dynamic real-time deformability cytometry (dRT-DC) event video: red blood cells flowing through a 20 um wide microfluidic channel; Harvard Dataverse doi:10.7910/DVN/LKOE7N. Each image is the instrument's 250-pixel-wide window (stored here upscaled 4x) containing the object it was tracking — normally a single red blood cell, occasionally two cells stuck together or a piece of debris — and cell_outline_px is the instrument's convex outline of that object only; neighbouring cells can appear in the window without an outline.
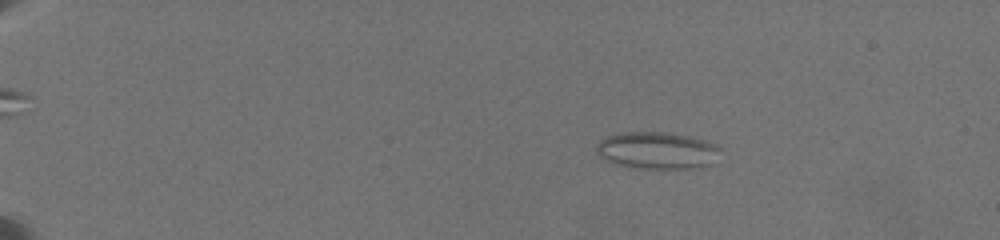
{"species": "common noctule bat (a hibernating species)", "species_latin": "Nyctalus noctula", "temperature_condition": "warm", "stored_images_in_passage": 49, "camera_frame_rate_fps": 3000, "um_per_image_px": 0.085, "animal": {"sex": "female", "body_mass_g": 19.5, "forearm_length_mm": 54.1}, "frame": {"image": 1, "passage_image": 8, "time_ms": 3.667, "image_size_px": [1000, 240], "cell_outline_px": [[720, 148], [712, 164], [700, 168], [640, 168], [616, 164], [604, 160], [596, 152], [596, 144], [600, 140], [608, 136], [624, 132], [668, 132], [688, 136], [704, 140], [716, 144]], "centroid_in_image_um": [55.84, 12.79], "position_along_channel_um": 29.2, "area_um2": 26.7}}
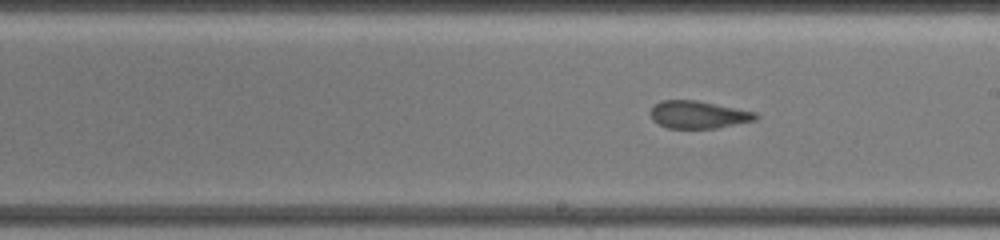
{"frame": {"image": 2, "passage_image": 31, "time_ms": 12.667, "image_size_px": [1000, 240], "cell_outline_px": [[760, 116], [756, 120], [716, 128], [668, 128], [652, 120], [648, 112], [660, 100], [696, 100], [756, 112]], "centroid_in_image_um": [59.35, 9.74], "position_along_channel_um": 229.7, "area_um2": 16.88}}
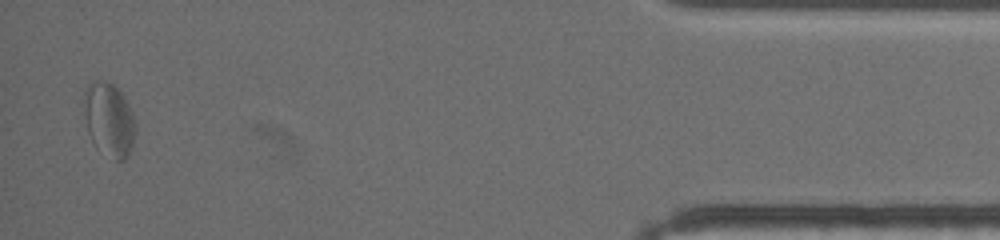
{"frame": {"image": 3, "passage_image": 49, "time_ms": 20.0, "image_size_px": [1000, 240], "cell_outline_px": [[136, 132], [132, 144], [124, 160], [116, 160], [96, 148], [88, 132], [84, 92], [96, 80], [104, 80], [112, 84], [120, 92], [128, 104], [132, 112], [136, 124]], "centroid_in_image_um": [9.3, 10.18], "position_along_channel_um": 425.9, "area_um2": 21.5}, "authors_computed_cell_mechanics": {"area_um2": 18.496, "velocity_mm_per_s": 3.5387, "shape_relaxation_time_tau1_ms": null, "shape_relaxation_time_tau2_ms": 1.9266, "deformation_change_tau1": null, "deformation_change_tau2": 0.0913}}